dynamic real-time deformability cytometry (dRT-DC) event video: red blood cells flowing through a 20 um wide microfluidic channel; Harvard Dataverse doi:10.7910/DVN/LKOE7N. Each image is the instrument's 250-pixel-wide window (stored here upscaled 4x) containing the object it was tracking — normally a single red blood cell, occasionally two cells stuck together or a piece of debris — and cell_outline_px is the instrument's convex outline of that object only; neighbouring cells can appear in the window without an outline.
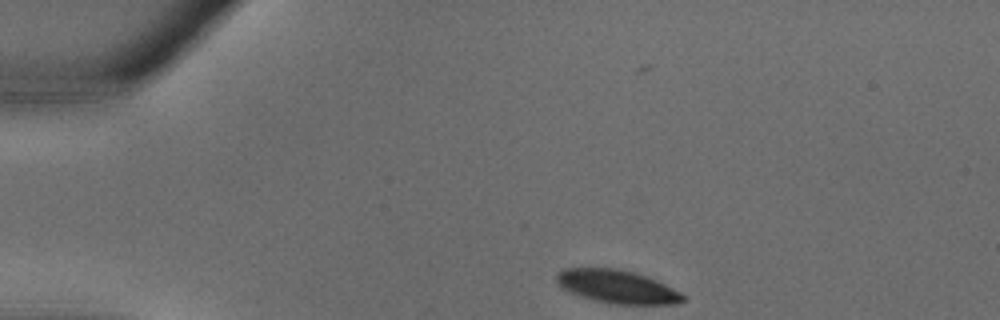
{"species": "common noctule bat (a hibernating species)", "species_latin": "Nyctalus noctula", "temperature_condition": "warm", "stored_images_in_passage": 30, "camera_frame_rate_fps": 3000, "um_per_image_px": 0.085, "animal": {"sex": "male", "body_mass_g": 18.8}, "frame": {"image": 1, "passage_image": 1, "time_ms": 0.0, "image_size_px": [1000, 320], "cell_outline_px": [[684, 300], [676, 304], [608, 304], [592, 300], [560, 288], [556, 280], [556, 272], [564, 268], [620, 268], [636, 272], [648, 276], [680, 292], [684, 296]], "centroid_in_image_um": [52.41, 24.35], "position_along_channel_um": 32.6, "area_um2": 24.74}}
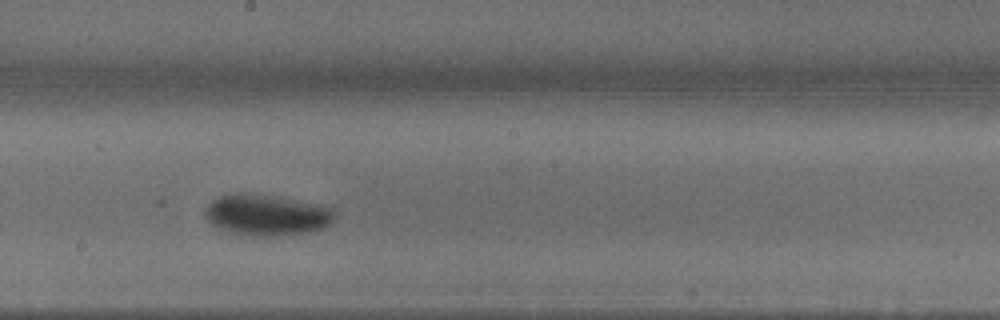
{"frame": {"image": 2, "passage_image": 14, "time_ms": 4.333, "image_size_px": [1000, 320], "cell_outline_px": [[336, 216], [328, 224], [320, 228], [308, 232], [280, 236], [256, 236], [232, 232], [220, 228], [212, 224], [208, 220], [204, 212], [204, 208], [212, 200], [220, 196], [236, 192], [244, 192], [280, 196], [316, 204], [332, 208], [336, 212]], "centroid_in_image_um": [22.65, 18.25], "position_along_channel_um": 225.5, "area_um2": 31.1}}
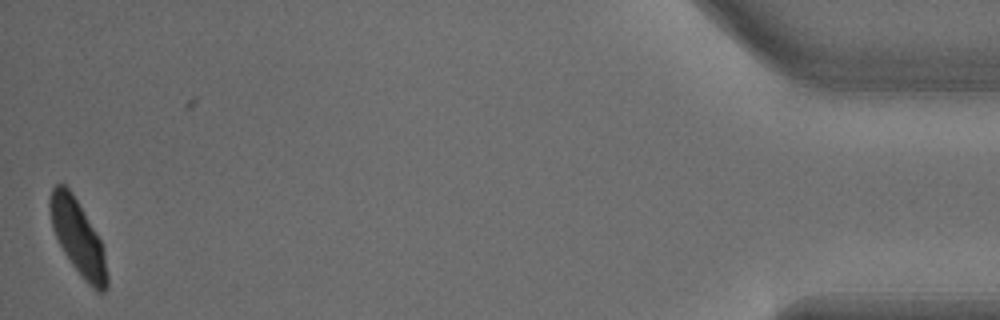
{"frame": {"image": 3, "passage_image": 29, "time_ms": 9.333, "image_size_px": [1000, 320], "cell_outline_px": [[108, 288], [100, 296], [80, 276], [64, 252], [52, 228], [48, 204], [48, 200], [52, 188], [56, 184], [64, 184], [72, 192], [100, 240], [104, 248], [108, 276]], "centroid_in_image_um": [6.64, 20.24], "position_along_channel_um": 428.6, "area_um2": 24.97}}